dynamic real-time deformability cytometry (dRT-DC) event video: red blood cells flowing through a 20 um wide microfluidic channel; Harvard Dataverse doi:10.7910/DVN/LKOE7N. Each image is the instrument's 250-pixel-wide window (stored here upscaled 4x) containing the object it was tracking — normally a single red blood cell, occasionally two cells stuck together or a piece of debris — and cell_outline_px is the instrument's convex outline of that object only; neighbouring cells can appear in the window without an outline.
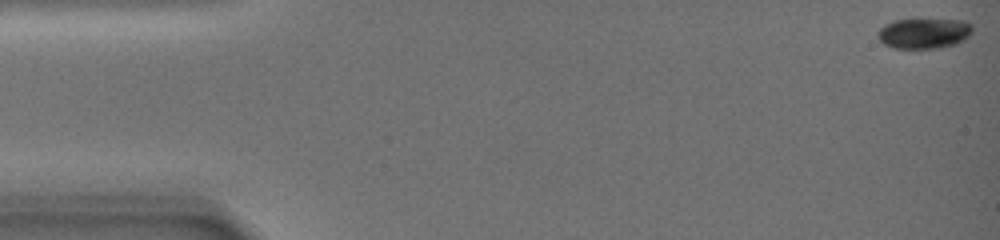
{"species": "common noctule bat (a hibernating species)", "species_latin": "Nyctalus noctula", "temperature_condition": "warm", "stored_images_in_passage": 14, "camera_frame_rate_fps": 3000, "um_per_image_px": 0.085, "animal": {"sex": "female", "body_mass_g": 19.0, "forearm_length_mm": 51.5}, "frame": {"image": 1, "passage_image": 1, "time_ms": 0.0, "image_size_px": [1000, 240], "cell_outline_px": [[972, 32], [964, 40], [956, 44], [940, 48], [896, 48], [884, 44], [880, 40], [876, 32], [884, 24], [896, 20], [964, 20], [972, 24]], "centroid_in_image_um": [78.55, 2.84], "position_along_channel_um": 6.5, "area_um2": 16.7}}
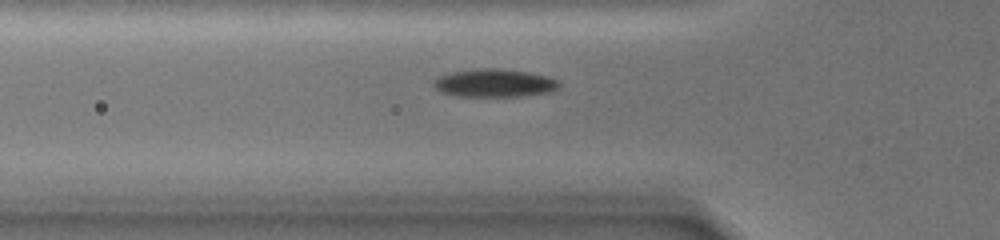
{"frame": {"image": 2, "passage_image": 10, "time_ms": 7.667, "image_size_px": [1000, 240], "cell_outline_px": [[560, 84], [552, 92], [524, 96], [456, 96], [440, 92], [432, 84], [440, 76], [448, 72], [480, 68], [496, 68], [528, 72], [548, 76], [560, 80]], "centroid_in_image_um": [42.05, 7.06], "position_along_channel_um": 83.8, "area_um2": 20.63}}
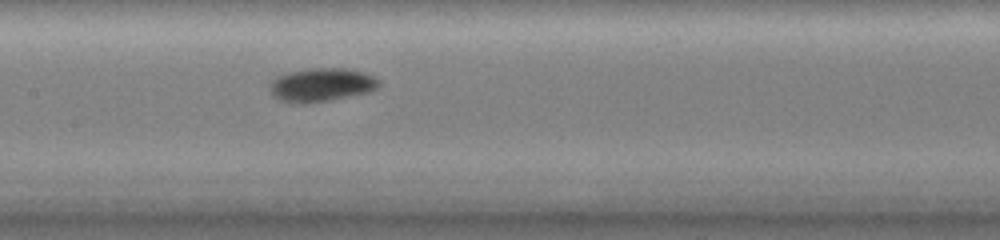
{"frame": {"image": 3, "passage_image": 14, "time_ms": 11.0, "image_size_px": [1000, 240], "cell_outline_px": [[380, 84], [376, 88], [368, 92], [332, 100], [304, 104], [296, 104], [280, 100], [272, 96], [268, 88], [272, 80], [276, 76], [288, 72], [316, 68], [348, 68], [364, 72], [376, 76], [380, 80]], "centroid_in_image_um": [27.31, 7.22], "position_along_channel_um": 180.1, "area_um2": 21.68}}